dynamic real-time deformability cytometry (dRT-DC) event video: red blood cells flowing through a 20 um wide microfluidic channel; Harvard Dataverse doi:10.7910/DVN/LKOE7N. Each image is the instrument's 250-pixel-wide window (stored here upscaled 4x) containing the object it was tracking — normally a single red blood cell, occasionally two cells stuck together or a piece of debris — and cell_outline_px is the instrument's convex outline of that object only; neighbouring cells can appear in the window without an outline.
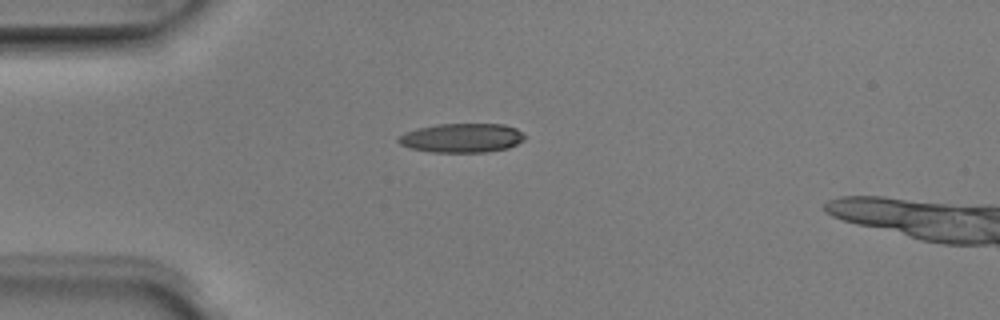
{"species": "Egyptian fruit bat (a non-hibernating species)", "species_latin": "Rousettus aegyptiacus", "temperature_condition": "room temperature", "stored_images_in_passage": 1, "camera_frame_rate_fps": 3000, "um_per_image_px": 0.085, "animal": {"sex": "male"}, "frame": {"image": 1, "passage_image": 1, "time_ms": 0.0, "image_size_px": [1000, 320], "cell_outline_px": [[524, 140], [508, 148], [488, 152], [432, 152], [408, 148], [400, 144], [396, 140], [404, 132], [416, 128], [436, 124], [504, 124], [516, 128], [524, 136]], "centroid_in_image_um": [39.22, 11.72], "position_along_channel_um": 45.8, "area_um2": 21.56}}